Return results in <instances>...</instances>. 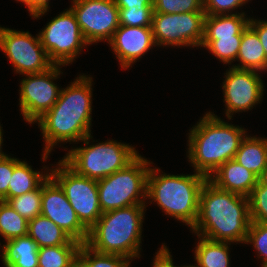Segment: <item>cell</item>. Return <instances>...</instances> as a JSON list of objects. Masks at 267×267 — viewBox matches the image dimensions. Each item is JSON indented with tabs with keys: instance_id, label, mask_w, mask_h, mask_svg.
<instances>
[{
	"instance_id": "obj_22",
	"label": "cell",
	"mask_w": 267,
	"mask_h": 267,
	"mask_svg": "<svg viewBox=\"0 0 267 267\" xmlns=\"http://www.w3.org/2000/svg\"><path fill=\"white\" fill-rule=\"evenodd\" d=\"M234 159L259 178L267 167V138L246 135Z\"/></svg>"
},
{
	"instance_id": "obj_13",
	"label": "cell",
	"mask_w": 267,
	"mask_h": 267,
	"mask_svg": "<svg viewBox=\"0 0 267 267\" xmlns=\"http://www.w3.org/2000/svg\"><path fill=\"white\" fill-rule=\"evenodd\" d=\"M70 7L74 13L81 32L90 45L108 43L120 26L119 8L114 0H72Z\"/></svg>"
},
{
	"instance_id": "obj_42",
	"label": "cell",
	"mask_w": 267,
	"mask_h": 267,
	"mask_svg": "<svg viewBox=\"0 0 267 267\" xmlns=\"http://www.w3.org/2000/svg\"><path fill=\"white\" fill-rule=\"evenodd\" d=\"M73 267H82V262L78 259Z\"/></svg>"
},
{
	"instance_id": "obj_24",
	"label": "cell",
	"mask_w": 267,
	"mask_h": 267,
	"mask_svg": "<svg viewBox=\"0 0 267 267\" xmlns=\"http://www.w3.org/2000/svg\"><path fill=\"white\" fill-rule=\"evenodd\" d=\"M199 238L194 252L198 267H230L231 242L214 241L202 236H198Z\"/></svg>"
},
{
	"instance_id": "obj_23",
	"label": "cell",
	"mask_w": 267,
	"mask_h": 267,
	"mask_svg": "<svg viewBox=\"0 0 267 267\" xmlns=\"http://www.w3.org/2000/svg\"><path fill=\"white\" fill-rule=\"evenodd\" d=\"M244 12L225 15H206L203 37H226L242 35L249 19Z\"/></svg>"
},
{
	"instance_id": "obj_17",
	"label": "cell",
	"mask_w": 267,
	"mask_h": 267,
	"mask_svg": "<svg viewBox=\"0 0 267 267\" xmlns=\"http://www.w3.org/2000/svg\"><path fill=\"white\" fill-rule=\"evenodd\" d=\"M216 187L249 197L258 183V177L235 159L219 166L208 178Z\"/></svg>"
},
{
	"instance_id": "obj_25",
	"label": "cell",
	"mask_w": 267,
	"mask_h": 267,
	"mask_svg": "<svg viewBox=\"0 0 267 267\" xmlns=\"http://www.w3.org/2000/svg\"><path fill=\"white\" fill-rule=\"evenodd\" d=\"M81 245L38 248V267H73L79 259Z\"/></svg>"
},
{
	"instance_id": "obj_3",
	"label": "cell",
	"mask_w": 267,
	"mask_h": 267,
	"mask_svg": "<svg viewBox=\"0 0 267 267\" xmlns=\"http://www.w3.org/2000/svg\"><path fill=\"white\" fill-rule=\"evenodd\" d=\"M244 128L224 122L212 112L191 128L188 138V155L194 172L207 178L222 164L234 159L242 140Z\"/></svg>"
},
{
	"instance_id": "obj_30",
	"label": "cell",
	"mask_w": 267,
	"mask_h": 267,
	"mask_svg": "<svg viewBox=\"0 0 267 267\" xmlns=\"http://www.w3.org/2000/svg\"><path fill=\"white\" fill-rule=\"evenodd\" d=\"M153 9L167 14L204 11V0H153Z\"/></svg>"
},
{
	"instance_id": "obj_7",
	"label": "cell",
	"mask_w": 267,
	"mask_h": 267,
	"mask_svg": "<svg viewBox=\"0 0 267 267\" xmlns=\"http://www.w3.org/2000/svg\"><path fill=\"white\" fill-rule=\"evenodd\" d=\"M150 164L149 160L139 154L123 169L97 180L102 213L146 203L144 200Z\"/></svg>"
},
{
	"instance_id": "obj_14",
	"label": "cell",
	"mask_w": 267,
	"mask_h": 267,
	"mask_svg": "<svg viewBox=\"0 0 267 267\" xmlns=\"http://www.w3.org/2000/svg\"><path fill=\"white\" fill-rule=\"evenodd\" d=\"M222 85L225 114L229 120L232 115L242 111L251 110L253 106L260 103L263 97L264 83L257 71L229 68L225 73Z\"/></svg>"
},
{
	"instance_id": "obj_44",
	"label": "cell",
	"mask_w": 267,
	"mask_h": 267,
	"mask_svg": "<svg viewBox=\"0 0 267 267\" xmlns=\"http://www.w3.org/2000/svg\"><path fill=\"white\" fill-rule=\"evenodd\" d=\"M16 1H20V2L24 3L26 0H16Z\"/></svg>"
},
{
	"instance_id": "obj_29",
	"label": "cell",
	"mask_w": 267,
	"mask_h": 267,
	"mask_svg": "<svg viewBox=\"0 0 267 267\" xmlns=\"http://www.w3.org/2000/svg\"><path fill=\"white\" fill-rule=\"evenodd\" d=\"M42 184L35 190L9 198L7 202L18 214L28 221L41 215Z\"/></svg>"
},
{
	"instance_id": "obj_31",
	"label": "cell",
	"mask_w": 267,
	"mask_h": 267,
	"mask_svg": "<svg viewBox=\"0 0 267 267\" xmlns=\"http://www.w3.org/2000/svg\"><path fill=\"white\" fill-rule=\"evenodd\" d=\"M245 243L254 246L258 258L262 259L261 267H267V223L251 221Z\"/></svg>"
},
{
	"instance_id": "obj_11",
	"label": "cell",
	"mask_w": 267,
	"mask_h": 267,
	"mask_svg": "<svg viewBox=\"0 0 267 267\" xmlns=\"http://www.w3.org/2000/svg\"><path fill=\"white\" fill-rule=\"evenodd\" d=\"M0 49L21 75L47 71L54 64L42 46L39 35L32 36L28 31H16L0 26Z\"/></svg>"
},
{
	"instance_id": "obj_40",
	"label": "cell",
	"mask_w": 267,
	"mask_h": 267,
	"mask_svg": "<svg viewBox=\"0 0 267 267\" xmlns=\"http://www.w3.org/2000/svg\"><path fill=\"white\" fill-rule=\"evenodd\" d=\"M258 181L267 186V167L264 169L262 174L259 176Z\"/></svg>"
},
{
	"instance_id": "obj_39",
	"label": "cell",
	"mask_w": 267,
	"mask_h": 267,
	"mask_svg": "<svg viewBox=\"0 0 267 267\" xmlns=\"http://www.w3.org/2000/svg\"><path fill=\"white\" fill-rule=\"evenodd\" d=\"M119 9L153 8V0H114Z\"/></svg>"
},
{
	"instance_id": "obj_41",
	"label": "cell",
	"mask_w": 267,
	"mask_h": 267,
	"mask_svg": "<svg viewBox=\"0 0 267 267\" xmlns=\"http://www.w3.org/2000/svg\"><path fill=\"white\" fill-rule=\"evenodd\" d=\"M2 143H3V132H2V127L0 125V159L6 157L8 154H5L4 152H2Z\"/></svg>"
},
{
	"instance_id": "obj_38",
	"label": "cell",
	"mask_w": 267,
	"mask_h": 267,
	"mask_svg": "<svg viewBox=\"0 0 267 267\" xmlns=\"http://www.w3.org/2000/svg\"><path fill=\"white\" fill-rule=\"evenodd\" d=\"M249 25L256 31L257 35L259 36L267 59V21L251 18L249 19Z\"/></svg>"
},
{
	"instance_id": "obj_1",
	"label": "cell",
	"mask_w": 267,
	"mask_h": 267,
	"mask_svg": "<svg viewBox=\"0 0 267 267\" xmlns=\"http://www.w3.org/2000/svg\"><path fill=\"white\" fill-rule=\"evenodd\" d=\"M92 77L79 75L71 85L61 88L53 107L36 122L45 141L42 160L57 143L78 142L91 134Z\"/></svg>"
},
{
	"instance_id": "obj_35",
	"label": "cell",
	"mask_w": 267,
	"mask_h": 267,
	"mask_svg": "<svg viewBox=\"0 0 267 267\" xmlns=\"http://www.w3.org/2000/svg\"><path fill=\"white\" fill-rule=\"evenodd\" d=\"M12 174L13 158L7 155L0 159V201L7 195Z\"/></svg>"
},
{
	"instance_id": "obj_21",
	"label": "cell",
	"mask_w": 267,
	"mask_h": 267,
	"mask_svg": "<svg viewBox=\"0 0 267 267\" xmlns=\"http://www.w3.org/2000/svg\"><path fill=\"white\" fill-rule=\"evenodd\" d=\"M48 169L46 174L32 169L27 162L13 157V174L9 181L7 195L1 200L6 201L22 194L37 189L49 176Z\"/></svg>"
},
{
	"instance_id": "obj_12",
	"label": "cell",
	"mask_w": 267,
	"mask_h": 267,
	"mask_svg": "<svg viewBox=\"0 0 267 267\" xmlns=\"http://www.w3.org/2000/svg\"><path fill=\"white\" fill-rule=\"evenodd\" d=\"M60 66L53 65L45 72L25 75L21 80L19 105L28 123H36L57 102L61 89L53 81L60 76Z\"/></svg>"
},
{
	"instance_id": "obj_9",
	"label": "cell",
	"mask_w": 267,
	"mask_h": 267,
	"mask_svg": "<svg viewBox=\"0 0 267 267\" xmlns=\"http://www.w3.org/2000/svg\"><path fill=\"white\" fill-rule=\"evenodd\" d=\"M65 10L48 22L38 34L49 60L61 66L72 63L88 45L74 13L70 8Z\"/></svg>"
},
{
	"instance_id": "obj_37",
	"label": "cell",
	"mask_w": 267,
	"mask_h": 267,
	"mask_svg": "<svg viewBox=\"0 0 267 267\" xmlns=\"http://www.w3.org/2000/svg\"><path fill=\"white\" fill-rule=\"evenodd\" d=\"M159 249L160 250H158L153 260L152 267H177L174 266L173 260L171 258L172 256L170 255L171 252H169L167 246H165V244H162L161 248Z\"/></svg>"
},
{
	"instance_id": "obj_43",
	"label": "cell",
	"mask_w": 267,
	"mask_h": 267,
	"mask_svg": "<svg viewBox=\"0 0 267 267\" xmlns=\"http://www.w3.org/2000/svg\"><path fill=\"white\" fill-rule=\"evenodd\" d=\"M182 267H198V266H197V265H196V266H195V265H189V266H187V265L185 266V265H184V266H182Z\"/></svg>"
},
{
	"instance_id": "obj_34",
	"label": "cell",
	"mask_w": 267,
	"mask_h": 267,
	"mask_svg": "<svg viewBox=\"0 0 267 267\" xmlns=\"http://www.w3.org/2000/svg\"><path fill=\"white\" fill-rule=\"evenodd\" d=\"M249 0H204V12L206 15L234 14V9H240ZM233 12V13H231Z\"/></svg>"
},
{
	"instance_id": "obj_28",
	"label": "cell",
	"mask_w": 267,
	"mask_h": 267,
	"mask_svg": "<svg viewBox=\"0 0 267 267\" xmlns=\"http://www.w3.org/2000/svg\"><path fill=\"white\" fill-rule=\"evenodd\" d=\"M79 260L86 267H130V259L116 254L93 251L85 243L79 249Z\"/></svg>"
},
{
	"instance_id": "obj_36",
	"label": "cell",
	"mask_w": 267,
	"mask_h": 267,
	"mask_svg": "<svg viewBox=\"0 0 267 267\" xmlns=\"http://www.w3.org/2000/svg\"><path fill=\"white\" fill-rule=\"evenodd\" d=\"M24 4L27 6L28 11L33 18H40L44 15L49 8V0H26Z\"/></svg>"
},
{
	"instance_id": "obj_18",
	"label": "cell",
	"mask_w": 267,
	"mask_h": 267,
	"mask_svg": "<svg viewBox=\"0 0 267 267\" xmlns=\"http://www.w3.org/2000/svg\"><path fill=\"white\" fill-rule=\"evenodd\" d=\"M2 247L5 267H38V246L27 234L7 240Z\"/></svg>"
},
{
	"instance_id": "obj_32",
	"label": "cell",
	"mask_w": 267,
	"mask_h": 267,
	"mask_svg": "<svg viewBox=\"0 0 267 267\" xmlns=\"http://www.w3.org/2000/svg\"><path fill=\"white\" fill-rule=\"evenodd\" d=\"M250 219L267 223V186L259 181L249 196Z\"/></svg>"
},
{
	"instance_id": "obj_10",
	"label": "cell",
	"mask_w": 267,
	"mask_h": 267,
	"mask_svg": "<svg viewBox=\"0 0 267 267\" xmlns=\"http://www.w3.org/2000/svg\"><path fill=\"white\" fill-rule=\"evenodd\" d=\"M205 12L153 13L151 29L156 46H201Z\"/></svg>"
},
{
	"instance_id": "obj_19",
	"label": "cell",
	"mask_w": 267,
	"mask_h": 267,
	"mask_svg": "<svg viewBox=\"0 0 267 267\" xmlns=\"http://www.w3.org/2000/svg\"><path fill=\"white\" fill-rule=\"evenodd\" d=\"M28 235L38 248L59 245H82L49 218L42 215L28 221Z\"/></svg>"
},
{
	"instance_id": "obj_27",
	"label": "cell",
	"mask_w": 267,
	"mask_h": 267,
	"mask_svg": "<svg viewBox=\"0 0 267 267\" xmlns=\"http://www.w3.org/2000/svg\"><path fill=\"white\" fill-rule=\"evenodd\" d=\"M27 234L28 220L18 214L7 202L0 201V236L7 241Z\"/></svg>"
},
{
	"instance_id": "obj_4",
	"label": "cell",
	"mask_w": 267,
	"mask_h": 267,
	"mask_svg": "<svg viewBox=\"0 0 267 267\" xmlns=\"http://www.w3.org/2000/svg\"><path fill=\"white\" fill-rule=\"evenodd\" d=\"M146 206L136 204L102 213L89 229L85 244L102 254L121 255L131 261L139 258Z\"/></svg>"
},
{
	"instance_id": "obj_15",
	"label": "cell",
	"mask_w": 267,
	"mask_h": 267,
	"mask_svg": "<svg viewBox=\"0 0 267 267\" xmlns=\"http://www.w3.org/2000/svg\"><path fill=\"white\" fill-rule=\"evenodd\" d=\"M41 215L49 218L74 240L86 243L89 230L78 219L64 191L49 176L42 183Z\"/></svg>"
},
{
	"instance_id": "obj_26",
	"label": "cell",
	"mask_w": 267,
	"mask_h": 267,
	"mask_svg": "<svg viewBox=\"0 0 267 267\" xmlns=\"http://www.w3.org/2000/svg\"><path fill=\"white\" fill-rule=\"evenodd\" d=\"M242 35H233L226 37H203L200 47L210 51L220 62L231 64L236 61Z\"/></svg>"
},
{
	"instance_id": "obj_5",
	"label": "cell",
	"mask_w": 267,
	"mask_h": 267,
	"mask_svg": "<svg viewBox=\"0 0 267 267\" xmlns=\"http://www.w3.org/2000/svg\"><path fill=\"white\" fill-rule=\"evenodd\" d=\"M150 168L147 176L146 198L154 201L166 215L192 228L197 221L202 186L208 179L195 172L192 175L158 174Z\"/></svg>"
},
{
	"instance_id": "obj_20",
	"label": "cell",
	"mask_w": 267,
	"mask_h": 267,
	"mask_svg": "<svg viewBox=\"0 0 267 267\" xmlns=\"http://www.w3.org/2000/svg\"><path fill=\"white\" fill-rule=\"evenodd\" d=\"M240 64L232 67L238 69L267 71L265 51L256 31L248 24L243 30L239 52L236 58Z\"/></svg>"
},
{
	"instance_id": "obj_16",
	"label": "cell",
	"mask_w": 267,
	"mask_h": 267,
	"mask_svg": "<svg viewBox=\"0 0 267 267\" xmlns=\"http://www.w3.org/2000/svg\"><path fill=\"white\" fill-rule=\"evenodd\" d=\"M121 68L127 69L156 46L151 26L129 27L120 25L109 42Z\"/></svg>"
},
{
	"instance_id": "obj_2",
	"label": "cell",
	"mask_w": 267,
	"mask_h": 267,
	"mask_svg": "<svg viewBox=\"0 0 267 267\" xmlns=\"http://www.w3.org/2000/svg\"><path fill=\"white\" fill-rule=\"evenodd\" d=\"M250 223L249 197L222 190L207 179L200 191L192 233L214 241L245 244Z\"/></svg>"
},
{
	"instance_id": "obj_33",
	"label": "cell",
	"mask_w": 267,
	"mask_h": 267,
	"mask_svg": "<svg viewBox=\"0 0 267 267\" xmlns=\"http://www.w3.org/2000/svg\"><path fill=\"white\" fill-rule=\"evenodd\" d=\"M153 8L119 9V24L129 27L151 26Z\"/></svg>"
},
{
	"instance_id": "obj_6",
	"label": "cell",
	"mask_w": 267,
	"mask_h": 267,
	"mask_svg": "<svg viewBox=\"0 0 267 267\" xmlns=\"http://www.w3.org/2000/svg\"><path fill=\"white\" fill-rule=\"evenodd\" d=\"M90 139L91 134L81 140L85 147L69 150L62 159L77 174L90 179L105 178L126 167L139 155L133 146L126 143L112 139L89 145Z\"/></svg>"
},
{
	"instance_id": "obj_8",
	"label": "cell",
	"mask_w": 267,
	"mask_h": 267,
	"mask_svg": "<svg viewBox=\"0 0 267 267\" xmlns=\"http://www.w3.org/2000/svg\"><path fill=\"white\" fill-rule=\"evenodd\" d=\"M50 177L64 191L78 219L89 230L102 215L97 180L77 174L63 160L50 169Z\"/></svg>"
}]
</instances>
